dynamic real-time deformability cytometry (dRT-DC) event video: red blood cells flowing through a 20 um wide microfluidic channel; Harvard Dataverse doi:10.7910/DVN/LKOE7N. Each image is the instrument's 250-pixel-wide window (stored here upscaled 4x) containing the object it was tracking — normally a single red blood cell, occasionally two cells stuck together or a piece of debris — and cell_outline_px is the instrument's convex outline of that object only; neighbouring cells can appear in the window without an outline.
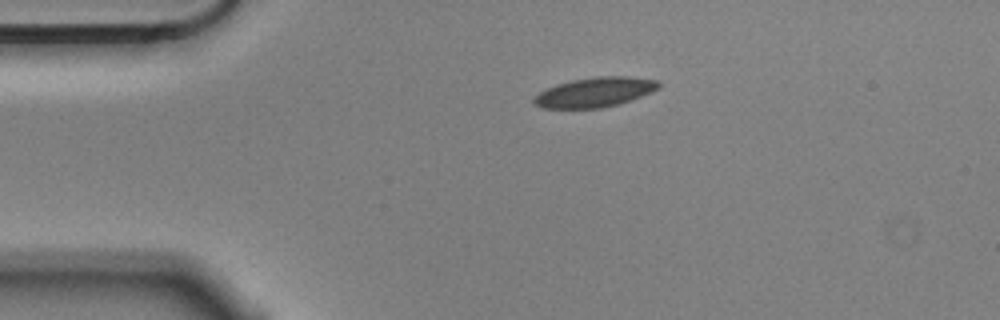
{"species": "Egyptian fruit bat (a non-hibernating species)", "species_latin": "Rousettus aegyptiacus", "temperature_condition": "cold", "stored_images_in_passage": 2, "camera_frame_rate_fps": 3000, "um_per_image_px": 0.085, "animal": {"sex": "male"}, "frame": {"image": 1, "passage_image": 1, "time_ms": 0.0, "image_size_px": [1000, 320], "cell_outline_px": [[660, 88], [640, 96], [616, 104], [600, 108], [544, 108], [536, 104], [532, 100], [540, 92], [556, 84], [572, 80], [596, 76], [628, 76], [660, 80]], "centroid_in_image_um": [50.59, 7.82], "position_along_channel_um": 34.4, "area_um2": 21.33}}